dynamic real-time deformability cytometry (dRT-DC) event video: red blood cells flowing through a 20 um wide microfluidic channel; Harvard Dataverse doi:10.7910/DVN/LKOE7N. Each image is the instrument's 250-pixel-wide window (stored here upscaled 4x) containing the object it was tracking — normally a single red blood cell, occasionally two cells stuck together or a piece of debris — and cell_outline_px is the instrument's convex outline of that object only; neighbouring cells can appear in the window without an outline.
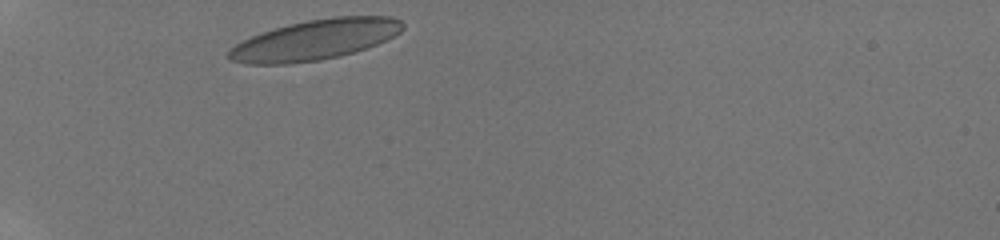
{"species": "human", "species_latin": "Homo sapiens", "temperature_condition": "room temperature", "stored_images_in_passage": 2, "camera_frame_rate_fps": 3000, "um_per_image_px": 0.085, "donor": {"sex": "male"}, "frame": {"image": 1, "passage_image": 1, "time_ms": 0.0, "image_size_px": [1000, 240], "cell_outline_px": [[404, 28], [400, 32], [376, 44], [356, 52], [320, 60], [288, 64], [248, 64], [228, 60], [228, 52], [236, 44], [260, 32], [288, 24], [308, 20], [332, 16], [392, 16], [400, 20], [404, 24]], "centroid_in_image_um": [26.78, 3.38], "position_along_channel_um": 58.2, "area_um2": 40.81}}